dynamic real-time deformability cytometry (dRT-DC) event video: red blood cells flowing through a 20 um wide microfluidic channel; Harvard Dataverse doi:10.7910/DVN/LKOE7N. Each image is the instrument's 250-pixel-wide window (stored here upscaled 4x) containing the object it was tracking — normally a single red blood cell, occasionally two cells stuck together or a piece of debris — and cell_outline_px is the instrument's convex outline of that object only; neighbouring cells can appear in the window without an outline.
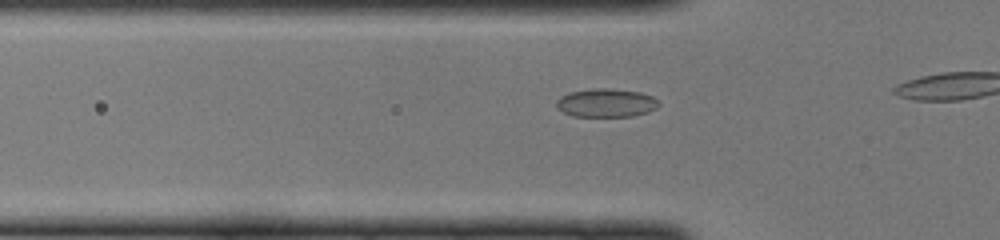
{"species": "common noctule bat (a hibernating species)", "species_latin": "Nyctalus noctula", "temperature_condition": "cold", "stored_images_in_passage": 7, "camera_frame_rate_fps": 3000, "um_per_image_px": 0.085, "animal": {"sex": "female", "body_mass_g": 22.0, "forearm_length_mm": 56.7}, "frame": {"image": 1, "passage_image": 2, "time_ms": 0.333, "image_size_px": [1000, 240], "cell_outline_px": [[660, 104], [656, 108], [648, 112], [636, 116], [572, 116], [556, 108], [556, 100], [560, 96], [572, 92], [592, 88], [612, 88], [640, 92], [652, 96]], "centroid_in_image_um": [51.52, 8.74], "position_along_channel_um": 74.3, "area_um2": 17.05}}
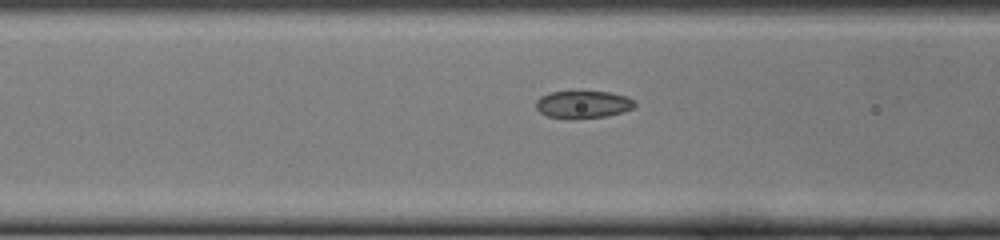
{"frame": {"image": 2, "passage_image": 5, "time_ms": 1.333, "image_size_px": [1000, 240], "cell_outline_px": [[636, 104], [632, 108], [608, 116], [572, 120], [564, 120], [548, 116], [540, 112], [536, 108], [536, 100], [540, 96], [548, 92], [608, 92], [624, 96], [632, 100]], "centroid_in_image_um": [49.48, 8.91], "position_along_channel_um": 117.1, "area_um2": 15.9}}